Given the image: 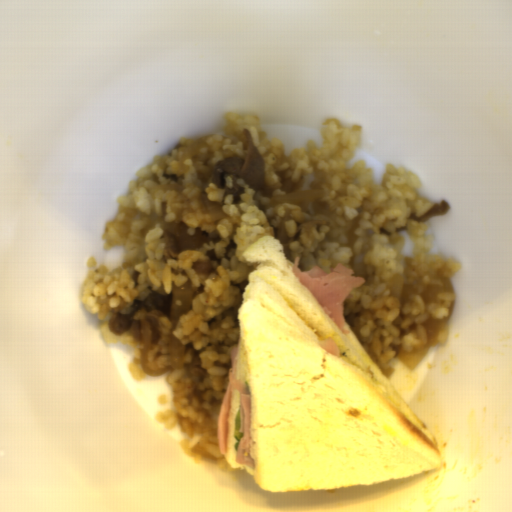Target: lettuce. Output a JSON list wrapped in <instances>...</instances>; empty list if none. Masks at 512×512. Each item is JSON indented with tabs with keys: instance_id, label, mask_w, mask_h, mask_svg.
<instances>
[{
	"instance_id": "9fb2a089",
	"label": "lettuce",
	"mask_w": 512,
	"mask_h": 512,
	"mask_svg": "<svg viewBox=\"0 0 512 512\" xmlns=\"http://www.w3.org/2000/svg\"><path fill=\"white\" fill-rule=\"evenodd\" d=\"M241 427V417H240V408L237 412L234 428H233V438L237 441L233 445L234 451L238 452L239 443L241 440V437L244 436L243 432L240 431Z\"/></svg>"
}]
</instances>
